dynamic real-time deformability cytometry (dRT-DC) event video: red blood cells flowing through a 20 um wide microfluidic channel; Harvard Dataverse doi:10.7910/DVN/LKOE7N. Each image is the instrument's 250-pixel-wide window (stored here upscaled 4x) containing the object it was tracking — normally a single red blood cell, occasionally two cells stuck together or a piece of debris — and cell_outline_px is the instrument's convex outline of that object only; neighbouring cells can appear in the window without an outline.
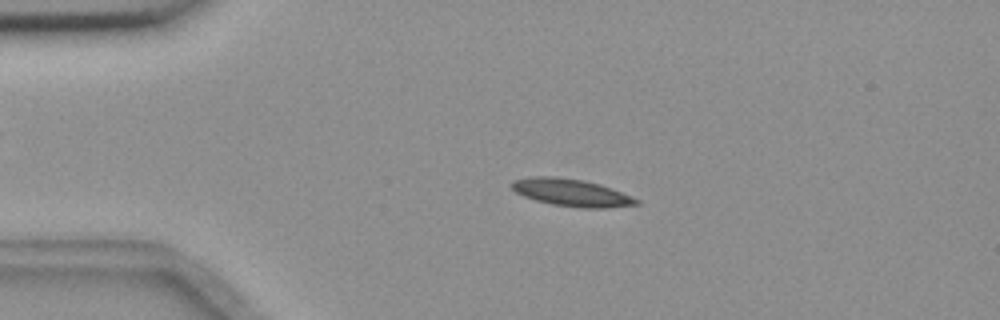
{"species": "common noctule bat (a hibernating species)", "species_latin": "Nyctalus noctula", "temperature_condition": "room temperature", "stored_images_in_passage": 55, "camera_frame_rate_fps": 3000, "um_per_image_px": 0.085, "animal": {"sex": "female", "body_mass_g": 18.4}, "frame": {"image": 1, "passage_image": 12, "time_ms": 3.667, "image_size_px": [1000, 320], "cell_outline_px": [[640, 204], [608, 208], [580, 208], [552, 204], [536, 200], [524, 196], [516, 192], [508, 184], [512, 180], [532, 176], [552, 176], [584, 180], [600, 184], [612, 188], [640, 200]], "centroid_in_image_um": [48.56, 16.37], "position_along_channel_um": 36.4, "area_um2": 20.0}}
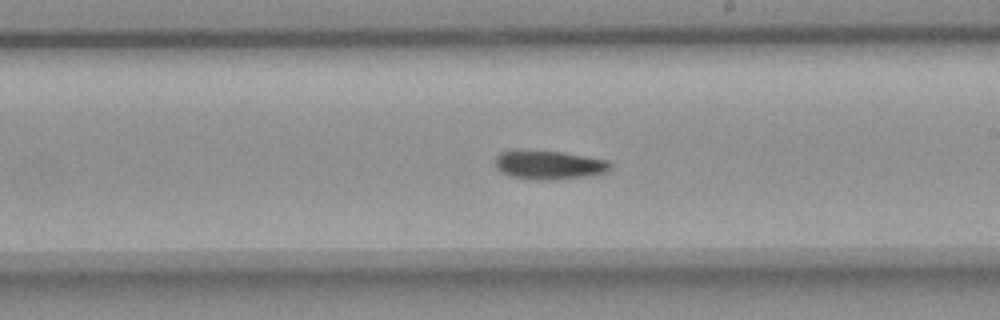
{"frame": {"image": 2, "passage_image": 32, "time_ms": 10.333, "image_size_px": [1000, 320], "cell_outline_px": [[612, 164], [608, 172], [592, 176], [556, 180], [532, 180], [512, 176], [500, 172], [496, 168], [496, 156], [500, 152], [560, 152], [608, 160]], "centroid_in_image_um": [46.74, 14.07], "position_along_channel_um": 242.3, "area_um2": 19.07}}
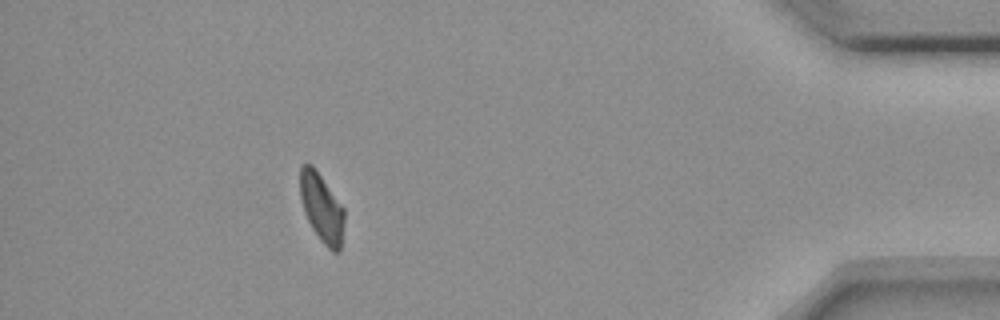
{"frame": {"image": 3, "passage_image": 50, "time_ms": 16.333, "image_size_px": [1000, 320], "cell_outline_px": [[344, 220], [340, 252], [332, 252], [320, 240], [312, 228], [304, 212], [300, 196], [300, 168], [304, 164], [312, 164], [316, 168], [344, 208]], "centroid_in_image_um": [27.34, 17.66], "position_along_channel_um": 407.9, "area_um2": 17.74}}